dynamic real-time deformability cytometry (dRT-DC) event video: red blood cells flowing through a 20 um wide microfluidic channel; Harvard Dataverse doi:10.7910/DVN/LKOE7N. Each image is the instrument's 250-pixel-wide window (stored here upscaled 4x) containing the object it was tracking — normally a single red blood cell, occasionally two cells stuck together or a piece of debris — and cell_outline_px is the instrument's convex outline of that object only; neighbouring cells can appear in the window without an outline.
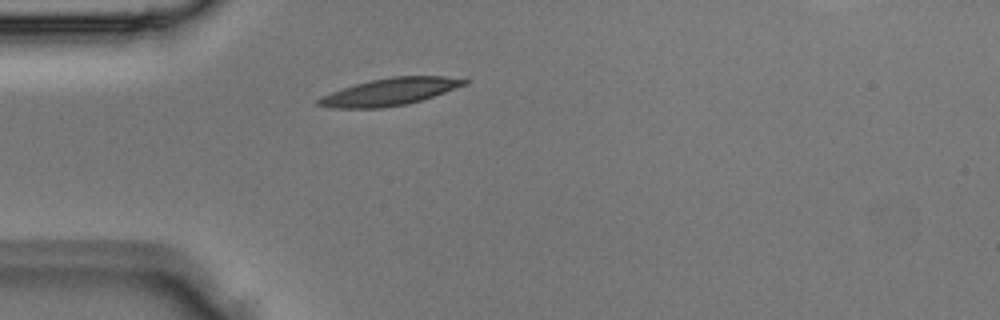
{"species": "Egyptian fruit bat (a non-hibernating species)", "species_latin": "Rousettus aegyptiacus", "temperature_condition": "room temperature", "stored_images_in_passage": 1, "camera_frame_rate_fps": 3000, "um_per_image_px": 0.085, "animal": {"sex": "male"}, "frame": {"image": 1, "passage_image": 1, "time_ms": 0.0, "image_size_px": [1000, 320], "cell_outline_px": [[468, 84], [408, 104], [380, 108], [328, 108], [316, 104], [316, 100], [332, 92], [356, 84], [372, 80], [392, 76], [444, 76], [468, 80]], "centroid_in_image_um": [33.13, 7.81], "position_along_channel_um": 51.9, "area_um2": 22.77}}